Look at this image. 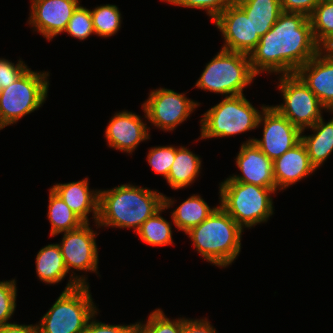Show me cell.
<instances>
[{
  "mask_svg": "<svg viewBox=\"0 0 333 333\" xmlns=\"http://www.w3.org/2000/svg\"><path fill=\"white\" fill-rule=\"evenodd\" d=\"M28 68L21 59L15 64L8 59L0 58V81L2 88H6L14 83Z\"/></svg>",
  "mask_w": 333,
  "mask_h": 333,
  "instance_id": "836d02e7",
  "label": "cell"
},
{
  "mask_svg": "<svg viewBox=\"0 0 333 333\" xmlns=\"http://www.w3.org/2000/svg\"><path fill=\"white\" fill-rule=\"evenodd\" d=\"M97 311L88 321L83 333H137V322L127 325H111L96 320Z\"/></svg>",
  "mask_w": 333,
  "mask_h": 333,
  "instance_id": "e575fe53",
  "label": "cell"
},
{
  "mask_svg": "<svg viewBox=\"0 0 333 333\" xmlns=\"http://www.w3.org/2000/svg\"><path fill=\"white\" fill-rule=\"evenodd\" d=\"M260 113L244 94L224 97L202 114L198 140L229 137L255 130Z\"/></svg>",
  "mask_w": 333,
  "mask_h": 333,
  "instance_id": "ba28073f",
  "label": "cell"
},
{
  "mask_svg": "<svg viewBox=\"0 0 333 333\" xmlns=\"http://www.w3.org/2000/svg\"><path fill=\"white\" fill-rule=\"evenodd\" d=\"M90 11L95 35L107 38L121 29L122 14L117 5L103 4Z\"/></svg>",
  "mask_w": 333,
  "mask_h": 333,
  "instance_id": "4316f807",
  "label": "cell"
},
{
  "mask_svg": "<svg viewBox=\"0 0 333 333\" xmlns=\"http://www.w3.org/2000/svg\"><path fill=\"white\" fill-rule=\"evenodd\" d=\"M213 23L222 33L224 44L221 49L249 55L259 43L253 37V25L246 13L233 1Z\"/></svg>",
  "mask_w": 333,
  "mask_h": 333,
  "instance_id": "5bb4252c",
  "label": "cell"
},
{
  "mask_svg": "<svg viewBox=\"0 0 333 333\" xmlns=\"http://www.w3.org/2000/svg\"><path fill=\"white\" fill-rule=\"evenodd\" d=\"M89 178L80 181L57 183L51 189L58 194L69 208L85 223H90L88 216L92 213L94 222L98 219L99 190L89 188Z\"/></svg>",
  "mask_w": 333,
  "mask_h": 333,
  "instance_id": "d6986e66",
  "label": "cell"
},
{
  "mask_svg": "<svg viewBox=\"0 0 333 333\" xmlns=\"http://www.w3.org/2000/svg\"><path fill=\"white\" fill-rule=\"evenodd\" d=\"M28 25L51 41L63 33L80 0H30Z\"/></svg>",
  "mask_w": 333,
  "mask_h": 333,
  "instance_id": "4fadbf2b",
  "label": "cell"
},
{
  "mask_svg": "<svg viewBox=\"0 0 333 333\" xmlns=\"http://www.w3.org/2000/svg\"><path fill=\"white\" fill-rule=\"evenodd\" d=\"M36 273L47 284H58L67 276V268L58 243L42 247L36 255Z\"/></svg>",
  "mask_w": 333,
  "mask_h": 333,
  "instance_id": "cb8c5ba5",
  "label": "cell"
},
{
  "mask_svg": "<svg viewBox=\"0 0 333 333\" xmlns=\"http://www.w3.org/2000/svg\"><path fill=\"white\" fill-rule=\"evenodd\" d=\"M89 287L79 285L63 290L36 324L37 333H83L88 321L98 311Z\"/></svg>",
  "mask_w": 333,
  "mask_h": 333,
  "instance_id": "8992f818",
  "label": "cell"
},
{
  "mask_svg": "<svg viewBox=\"0 0 333 333\" xmlns=\"http://www.w3.org/2000/svg\"><path fill=\"white\" fill-rule=\"evenodd\" d=\"M185 94L161 87L151 90L147 100L141 105L144 117L155 128L165 132L176 130L200 105Z\"/></svg>",
  "mask_w": 333,
  "mask_h": 333,
  "instance_id": "8fae6325",
  "label": "cell"
},
{
  "mask_svg": "<svg viewBox=\"0 0 333 333\" xmlns=\"http://www.w3.org/2000/svg\"><path fill=\"white\" fill-rule=\"evenodd\" d=\"M219 185V205L243 230L266 223L274 214L271 194L277 192L276 188L240 183L229 177Z\"/></svg>",
  "mask_w": 333,
  "mask_h": 333,
  "instance_id": "277c9868",
  "label": "cell"
},
{
  "mask_svg": "<svg viewBox=\"0 0 333 333\" xmlns=\"http://www.w3.org/2000/svg\"><path fill=\"white\" fill-rule=\"evenodd\" d=\"M307 129H311L313 134L304 135L305 129L301 130V142L306 147L311 164L317 170L333 153V117L326 122L322 116Z\"/></svg>",
  "mask_w": 333,
  "mask_h": 333,
  "instance_id": "ffe728a7",
  "label": "cell"
},
{
  "mask_svg": "<svg viewBox=\"0 0 333 333\" xmlns=\"http://www.w3.org/2000/svg\"><path fill=\"white\" fill-rule=\"evenodd\" d=\"M308 18L314 40L321 47L333 36V0H321Z\"/></svg>",
  "mask_w": 333,
  "mask_h": 333,
  "instance_id": "83f0119b",
  "label": "cell"
},
{
  "mask_svg": "<svg viewBox=\"0 0 333 333\" xmlns=\"http://www.w3.org/2000/svg\"><path fill=\"white\" fill-rule=\"evenodd\" d=\"M0 333H37L36 324H17V323H9L0 326Z\"/></svg>",
  "mask_w": 333,
  "mask_h": 333,
  "instance_id": "74e56055",
  "label": "cell"
},
{
  "mask_svg": "<svg viewBox=\"0 0 333 333\" xmlns=\"http://www.w3.org/2000/svg\"><path fill=\"white\" fill-rule=\"evenodd\" d=\"M47 218L51 225L50 236L52 237L74 230L85 223L51 188Z\"/></svg>",
  "mask_w": 333,
  "mask_h": 333,
  "instance_id": "484cf974",
  "label": "cell"
},
{
  "mask_svg": "<svg viewBox=\"0 0 333 333\" xmlns=\"http://www.w3.org/2000/svg\"><path fill=\"white\" fill-rule=\"evenodd\" d=\"M50 72L27 69L0 94V130L39 110L48 97Z\"/></svg>",
  "mask_w": 333,
  "mask_h": 333,
  "instance_id": "52a82bcc",
  "label": "cell"
},
{
  "mask_svg": "<svg viewBox=\"0 0 333 333\" xmlns=\"http://www.w3.org/2000/svg\"><path fill=\"white\" fill-rule=\"evenodd\" d=\"M253 25V37L267 33L283 12L280 0H234Z\"/></svg>",
  "mask_w": 333,
  "mask_h": 333,
  "instance_id": "44dd1931",
  "label": "cell"
},
{
  "mask_svg": "<svg viewBox=\"0 0 333 333\" xmlns=\"http://www.w3.org/2000/svg\"><path fill=\"white\" fill-rule=\"evenodd\" d=\"M62 241L59 244L63 256L69 280L64 290L75 288L79 285H89L85 275L76 274L73 271H85L99 274L98 271V246L97 231L92 230L89 222L80 227L63 232ZM73 269V270H71Z\"/></svg>",
  "mask_w": 333,
  "mask_h": 333,
  "instance_id": "9c48e42d",
  "label": "cell"
},
{
  "mask_svg": "<svg viewBox=\"0 0 333 333\" xmlns=\"http://www.w3.org/2000/svg\"><path fill=\"white\" fill-rule=\"evenodd\" d=\"M256 76L247 54L220 49L206 63L195 87L223 97L238 96L244 94L243 89L250 86Z\"/></svg>",
  "mask_w": 333,
  "mask_h": 333,
  "instance_id": "5b68a950",
  "label": "cell"
},
{
  "mask_svg": "<svg viewBox=\"0 0 333 333\" xmlns=\"http://www.w3.org/2000/svg\"><path fill=\"white\" fill-rule=\"evenodd\" d=\"M316 171L305 145L300 141L292 149L273 161L276 190H285Z\"/></svg>",
  "mask_w": 333,
  "mask_h": 333,
  "instance_id": "ac0fdd59",
  "label": "cell"
},
{
  "mask_svg": "<svg viewBox=\"0 0 333 333\" xmlns=\"http://www.w3.org/2000/svg\"><path fill=\"white\" fill-rule=\"evenodd\" d=\"M144 323L137 321V333H182L183 331V317L171 320L160 308L153 310Z\"/></svg>",
  "mask_w": 333,
  "mask_h": 333,
  "instance_id": "f1b7e54d",
  "label": "cell"
},
{
  "mask_svg": "<svg viewBox=\"0 0 333 333\" xmlns=\"http://www.w3.org/2000/svg\"><path fill=\"white\" fill-rule=\"evenodd\" d=\"M208 318L188 319L183 318V331L182 333H218L216 329L210 324Z\"/></svg>",
  "mask_w": 333,
  "mask_h": 333,
  "instance_id": "8d00e7d4",
  "label": "cell"
},
{
  "mask_svg": "<svg viewBox=\"0 0 333 333\" xmlns=\"http://www.w3.org/2000/svg\"><path fill=\"white\" fill-rule=\"evenodd\" d=\"M64 32L81 41L93 34L95 35L90 9L79 4L74 10Z\"/></svg>",
  "mask_w": 333,
  "mask_h": 333,
  "instance_id": "f546056e",
  "label": "cell"
},
{
  "mask_svg": "<svg viewBox=\"0 0 333 333\" xmlns=\"http://www.w3.org/2000/svg\"><path fill=\"white\" fill-rule=\"evenodd\" d=\"M243 231L219 205L204 221L185 234L202 259L217 267L226 268L234 263L241 252Z\"/></svg>",
  "mask_w": 333,
  "mask_h": 333,
  "instance_id": "3957f363",
  "label": "cell"
},
{
  "mask_svg": "<svg viewBox=\"0 0 333 333\" xmlns=\"http://www.w3.org/2000/svg\"><path fill=\"white\" fill-rule=\"evenodd\" d=\"M262 125L260 139L249 137L243 143L254 142L273 161L301 141V130L271 105L261 107L257 128Z\"/></svg>",
  "mask_w": 333,
  "mask_h": 333,
  "instance_id": "7c38bea8",
  "label": "cell"
},
{
  "mask_svg": "<svg viewBox=\"0 0 333 333\" xmlns=\"http://www.w3.org/2000/svg\"><path fill=\"white\" fill-rule=\"evenodd\" d=\"M149 128L141 116L124 110L111 117L105 130V139L108 147L132 154L141 142L150 139Z\"/></svg>",
  "mask_w": 333,
  "mask_h": 333,
  "instance_id": "9a60e30c",
  "label": "cell"
},
{
  "mask_svg": "<svg viewBox=\"0 0 333 333\" xmlns=\"http://www.w3.org/2000/svg\"><path fill=\"white\" fill-rule=\"evenodd\" d=\"M174 6L205 10L214 21L234 0H161Z\"/></svg>",
  "mask_w": 333,
  "mask_h": 333,
  "instance_id": "d6a6232c",
  "label": "cell"
},
{
  "mask_svg": "<svg viewBox=\"0 0 333 333\" xmlns=\"http://www.w3.org/2000/svg\"><path fill=\"white\" fill-rule=\"evenodd\" d=\"M321 0H280L284 12L301 13L309 17Z\"/></svg>",
  "mask_w": 333,
  "mask_h": 333,
  "instance_id": "d590c367",
  "label": "cell"
},
{
  "mask_svg": "<svg viewBox=\"0 0 333 333\" xmlns=\"http://www.w3.org/2000/svg\"><path fill=\"white\" fill-rule=\"evenodd\" d=\"M235 162L242 174L229 176L232 181L276 188L273 177V160L254 143H242Z\"/></svg>",
  "mask_w": 333,
  "mask_h": 333,
  "instance_id": "2e32d148",
  "label": "cell"
},
{
  "mask_svg": "<svg viewBox=\"0 0 333 333\" xmlns=\"http://www.w3.org/2000/svg\"><path fill=\"white\" fill-rule=\"evenodd\" d=\"M17 286L15 278L0 281V326L9 324L16 310Z\"/></svg>",
  "mask_w": 333,
  "mask_h": 333,
  "instance_id": "1f68e13d",
  "label": "cell"
},
{
  "mask_svg": "<svg viewBox=\"0 0 333 333\" xmlns=\"http://www.w3.org/2000/svg\"><path fill=\"white\" fill-rule=\"evenodd\" d=\"M164 206L163 193L133 184L99 190L98 219L95 227L132 228L141 225Z\"/></svg>",
  "mask_w": 333,
  "mask_h": 333,
  "instance_id": "7a4b0ae2",
  "label": "cell"
},
{
  "mask_svg": "<svg viewBox=\"0 0 333 333\" xmlns=\"http://www.w3.org/2000/svg\"><path fill=\"white\" fill-rule=\"evenodd\" d=\"M2 86H1V81H0V94L2 93Z\"/></svg>",
  "mask_w": 333,
  "mask_h": 333,
  "instance_id": "ab89813d",
  "label": "cell"
},
{
  "mask_svg": "<svg viewBox=\"0 0 333 333\" xmlns=\"http://www.w3.org/2000/svg\"><path fill=\"white\" fill-rule=\"evenodd\" d=\"M320 51L309 18L301 13L282 12L248 55L253 72L293 74Z\"/></svg>",
  "mask_w": 333,
  "mask_h": 333,
  "instance_id": "6da1fadb",
  "label": "cell"
},
{
  "mask_svg": "<svg viewBox=\"0 0 333 333\" xmlns=\"http://www.w3.org/2000/svg\"><path fill=\"white\" fill-rule=\"evenodd\" d=\"M278 78L277 90L284 102L272 106L300 130L313 126L327 109L296 73Z\"/></svg>",
  "mask_w": 333,
  "mask_h": 333,
  "instance_id": "30bf717a",
  "label": "cell"
},
{
  "mask_svg": "<svg viewBox=\"0 0 333 333\" xmlns=\"http://www.w3.org/2000/svg\"><path fill=\"white\" fill-rule=\"evenodd\" d=\"M296 74L316 95L327 112L333 111V58L320 50Z\"/></svg>",
  "mask_w": 333,
  "mask_h": 333,
  "instance_id": "e0dca14e",
  "label": "cell"
},
{
  "mask_svg": "<svg viewBox=\"0 0 333 333\" xmlns=\"http://www.w3.org/2000/svg\"><path fill=\"white\" fill-rule=\"evenodd\" d=\"M176 156V146H156L149 149L147 161L154 173L167 180L169 170Z\"/></svg>",
  "mask_w": 333,
  "mask_h": 333,
  "instance_id": "4dcf8cb0",
  "label": "cell"
},
{
  "mask_svg": "<svg viewBox=\"0 0 333 333\" xmlns=\"http://www.w3.org/2000/svg\"><path fill=\"white\" fill-rule=\"evenodd\" d=\"M202 160L200 156L191 152L187 147L176 146V156L166 182L174 190L186 188L195 182L201 173Z\"/></svg>",
  "mask_w": 333,
  "mask_h": 333,
  "instance_id": "7402d4cb",
  "label": "cell"
},
{
  "mask_svg": "<svg viewBox=\"0 0 333 333\" xmlns=\"http://www.w3.org/2000/svg\"><path fill=\"white\" fill-rule=\"evenodd\" d=\"M320 50L327 56L333 58V36L320 47Z\"/></svg>",
  "mask_w": 333,
  "mask_h": 333,
  "instance_id": "f35d334b",
  "label": "cell"
},
{
  "mask_svg": "<svg viewBox=\"0 0 333 333\" xmlns=\"http://www.w3.org/2000/svg\"><path fill=\"white\" fill-rule=\"evenodd\" d=\"M174 198H169L164 195V206L157 211L154 215L149 217L136 232L139 238L150 246H166L173 244L172 237V222L166 220L161 216L165 209L174 206Z\"/></svg>",
  "mask_w": 333,
  "mask_h": 333,
  "instance_id": "603a6c76",
  "label": "cell"
},
{
  "mask_svg": "<svg viewBox=\"0 0 333 333\" xmlns=\"http://www.w3.org/2000/svg\"><path fill=\"white\" fill-rule=\"evenodd\" d=\"M217 207H210L201 195L193 194L173 210L171 219L178 231L186 233L204 221Z\"/></svg>",
  "mask_w": 333,
  "mask_h": 333,
  "instance_id": "d4e9b609",
  "label": "cell"
}]
</instances>
